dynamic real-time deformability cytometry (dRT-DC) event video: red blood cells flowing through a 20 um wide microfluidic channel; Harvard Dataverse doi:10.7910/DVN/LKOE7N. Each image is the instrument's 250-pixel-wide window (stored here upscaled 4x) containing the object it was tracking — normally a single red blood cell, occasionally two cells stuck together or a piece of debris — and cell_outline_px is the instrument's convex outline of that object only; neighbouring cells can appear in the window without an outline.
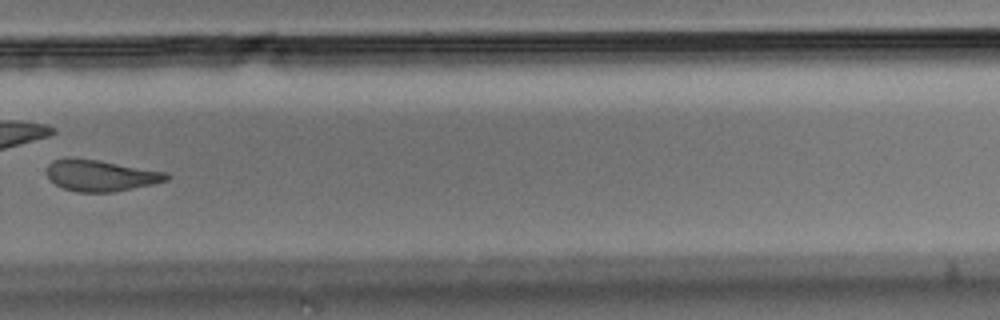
{"species": "Egyptian fruit bat (a non-hibernating species)", "species_latin": "Rousettus aegyptiacus", "temperature_condition": "room temperature", "stored_images_in_passage": 30, "camera_frame_rate_fps": 3000, "um_per_image_px": 0.085, "animal": {"sex": "male"}, "frame": {"image": 1, "passage_image": 18, "time_ms": 5.667, "image_size_px": [1000, 320], "cell_outline_px": [[172, 176], [168, 180], [152, 184], [112, 192], [76, 192], [64, 188], [56, 184], [48, 176], [48, 164], [52, 160], [68, 156], [72, 156], [100, 160], [168, 172]], "centroid_in_image_um": [8.57, 14.89], "position_along_channel_um": 321.2, "area_um2": 22.08}}